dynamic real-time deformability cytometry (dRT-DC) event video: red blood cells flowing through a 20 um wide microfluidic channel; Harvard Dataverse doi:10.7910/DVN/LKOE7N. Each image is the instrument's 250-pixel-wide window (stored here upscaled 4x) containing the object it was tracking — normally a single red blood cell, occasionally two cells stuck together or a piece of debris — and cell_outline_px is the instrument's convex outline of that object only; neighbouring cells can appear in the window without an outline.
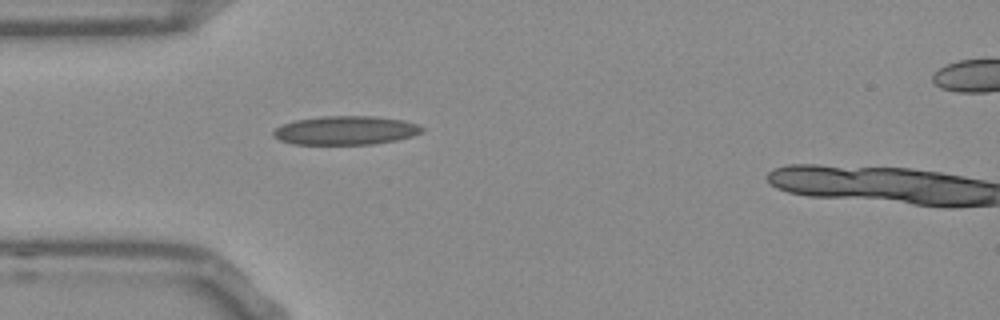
{"species": "Egyptian fruit bat (a non-hibernating species)", "species_latin": "Rousettus aegyptiacus", "temperature_condition": "room temperature", "stored_images_in_passage": 36, "camera_frame_rate_fps": 3000, "um_per_image_px": 0.085, "frame": {"image": 1, "passage_image": 1, "time_ms": 0.0, "image_size_px": [1000, 320], "cell_outline_px": [[424, 132], [412, 136], [396, 140], [372, 144], [292, 144], [280, 140], [272, 132], [276, 128], [284, 124], [296, 120], [320, 116], [376, 116], [404, 120], [416, 124], [424, 128]], "centroid_in_image_um": [29.42, 11.08], "position_along_channel_um": 55.6, "area_um2": 24.85}}
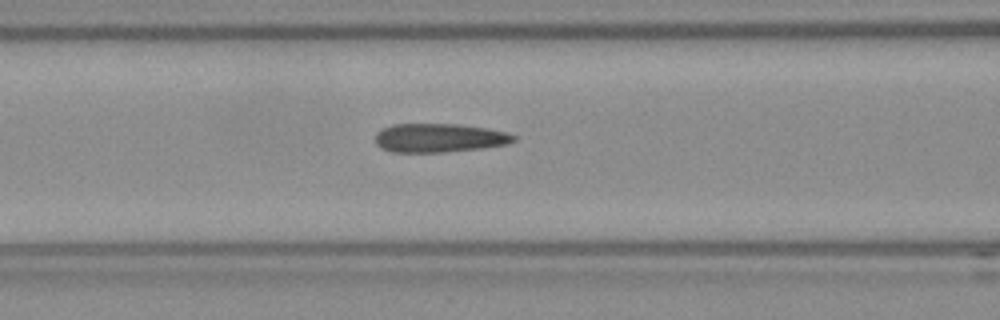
{"frame": {"image": 2, "passage_image": 7, "time_ms": 2.0, "image_size_px": [1000, 320], "cell_outline_px": [[516, 140], [508, 144], [484, 148], [444, 152], [392, 152], [380, 148], [376, 144], [376, 132], [392, 124], [460, 124], [488, 128], [504, 132], [516, 136]], "centroid_in_image_um": [37.34, 11.72], "position_along_channel_um": 129.3, "area_um2": 23.35}}
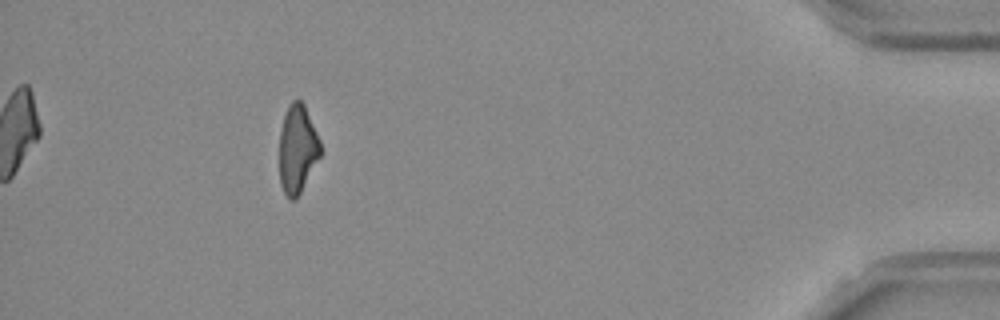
{"frame": {"image": 3, "passage_image": 34, "time_ms": 11.0, "image_size_px": [1000, 320], "cell_outline_px": [[320, 156], [296, 200], [288, 200], [280, 184], [280, 132], [284, 112], [288, 104], [292, 100], [300, 100], [304, 104], [320, 140]], "centroid_in_image_um": [25.26, 12.66], "position_along_channel_um": 409.9, "area_um2": 21.1}, "authors_computed_cell_mechanics": {"area_um2": 23.0911, "velocity_mm_per_s": 3.8212, "shape_relaxation_time_tau1_ms": 8.902, "shape_relaxation_time_tau2_ms": 2.3413, "deformation_change_tau1": 0.2336, "deformation_change_tau2": 0.1365}}